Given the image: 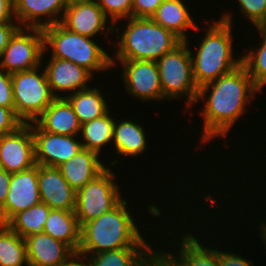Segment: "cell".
<instances>
[{
	"label": "cell",
	"instance_id": "1",
	"mask_svg": "<svg viewBox=\"0 0 266 266\" xmlns=\"http://www.w3.org/2000/svg\"><path fill=\"white\" fill-rule=\"evenodd\" d=\"M258 91L242 64L232 72L200 87L196 103L206 99L201 110L202 143L209 142L214 137L227 136L239 117L246 112V103L252 101Z\"/></svg>",
	"mask_w": 266,
	"mask_h": 266
},
{
	"label": "cell",
	"instance_id": "2",
	"mask_svg": "<svg viewBox=\"0 0 266 266\" xmlns=\"http://www.w3.org/2000/svg\"><path fill=\"white\" fill-rule=\"evenodd\" d=\"M128 201L123 199L111 211L84 223L80 229L77 255L102 253L121 248H151L138 230Z\"/></svg>",
	"mask_w": 266,
	"mask_h": 266
},
{
	"label": "cell",
	"instance_id": "3",
	"mask_svg": "<svg viewBox=\"0 0 266 266\" xmlns=\"http://www.w3.org/2000/svg\"><path fill=\"white\" fill-rule=\"evenodd\" d=\"M232 13H223L209 23L208 30L195 52H191L193 77L198 88L228 74L242 64V55L233 58Z\"/></svg>",
	"mask_w": 266,
	"mask_h": 266
},
{
	"label": "cell",
	"instance_id": "4",
	"mask_svg": "<svg viewBox=\"0 0 266 266\" xmlns=\"http://www.w3.org/2000/svg\"><path fill=\"white\" fill-rule=\"evenodd\" d=\"M126 28L117 41V50L111 65L116 67V60L157 61L165 53L173 51L183 41L171 31L155 23L151 18L130 17ZM115 57V59H114Z\"/></svg>",
	"mask_w": 266,
	"mask_h": 266
},
{
	"label": "cell",
	"instance_id": "5",
	"mask_svg": "<svg viewBox=\"0 0 266 266\" xmlns=\"http://www.w3.org/2000/svg\"><path fill=\"white\" fill-rule=\"evenodd\" d=\"M42 30L44 48L46 52L49 48L52 51L49 57L71 61L92 75L112 68V57L96 44L93 38L70 31L61 22L44 27Z\"/></svg>",
	"mask_w": 266,
	"mask_h": 266
},
{
	"label": "cell",
	"instance_id": "6",
	"mask_svg": "<svg viewBox=\"0 0 266 266\" xmlns=\"http://www.w3.org/2000/svg\"><path fill=\"white\" fill-rule=\"evenodd\" d=\"M163 97L173 99L186 97L190 108L196 104L199 88L193 77L192 58L188 40L173 51L165 53L157 61Z\"/></svg>",
	"mask_w": 266,
	"mask_h": 266
},
{
	"label": "cell",
	"instance_id": "7",
	"mask_svg": "<svg viewBox=\"0 0 266 266\" xmlns=\"http://www.w3.org/2000/svg\"><path fill=\"white\" fill-rule=\"evenodd\" d=\"M40 67L11 74L14 111L23 123L34 122L56 99Z\"/></svg>",
	"mask_w": 266,
	"mask_h": 266
},
{
	"label": "cell",
	"instance_id": "8",
	"mask_svg": "<svg viewBox=\"0 0 266 266\" xmlns=\"http://www.w3.org/2000/svg\"><path fill=\"white\" fill-rule=\"evenodd\" d=\"M115 172L107 167L76 192V209L80 227L115 208L122 200L120 187L115 184Z\"/></svg>",
	"mask_w": 266,
	"mask_h": 266
},
{
	"label": "cell",
	"instance_id": "9",
	"mask_svg": "<svg viewBox=\"0 0 266 266\" xmlns=\"http://www.w3.org/2000/svg\"><path fill=\"white\" fill-rule=\"evenodd\" d=\"M44 52L43 30L20 27L0 55V68L10 74L34 69L42 65Z\"/></svg>",
	"mask_w": 266,
	"mask_h": 266
},
{
	"label": "cell",
	"instance_id": "10",
	"mask_svg": "<svg viewBox=\"0 0 266 266\" xmlns=\"http://www.w3.org/2000/svg\"><path fill=\"white\" fill-rule=\"evenodd\" d=\"M124 67L121 76L127 93L141 101H161L163 97L156 61H120Z\"/></svg>",
	"mask_w": 266,
	"mask_h": 266
},
{
	"label": "cell",
	"instance_id": "11",
	"mask_svg": "<svg viewBox=\"0 0 266 266\" xmlns=\"http://www.w3.org/2000/svg\"><path fill=\"white\" fill-rule=\"evenodd\" d=\"M41 202L38 164L30 169L11 173L9 192L0 207V224H7L16 214Z\"/></svg>",
	"mask_w": 266,
	"mask_h": 266
},
{
	"label": "cell",
	"instance_id": "12",
	"mask_svg": "<svg viewBox=\"0 0 266 266\" xmlns=\"http://www.w3.org/2000/svg\"><path fill=\"white\" fill-rule=\"evenodd\" d=\"M35 165L34 138L29 123L0 136V168L16 173Z\"/></svg>",
	"mask_w": 266,
	"mask_h": 266
},
{
	"label": "cell",
	"instance_id": "13",
	"mask_svg": "<svg viewBox=\"0 0 266 266\" xmlns=\"http://www.w3.org/2000/svg\"><path fill=\"white\" fill-rule=\"evenodd\" d=\"M34 138L35 162L38 165L58 167L82 149L78 136L53 134L43 131L35 122L29 123Z\"/></svg>",
	"mask_w": 266,
	"mask_h": 266
},
{
	"label": "cell",
	"instance_id": "14",
	"mask_svg": "<svg viewBox=\"0 0 266 266\" xmlns=\"http://www.w3.org/2000/svg\"><path fill=\"white\" fill-rule=\"evenodd\" d=\"M108 19L96 0H70L61 23L70 31L94 38L100 32L107 35L109 31H118L107 25Z\"/></svg>",
	"mask_w": 266,
	"mask_h": 266
},
{
	"label": "cell",
	"instance_id": "15",
	"mask_svg": "<svg viewBox=\"0 0 266 266\" xmlns=\"http://www.w3.org/2000/svg\"><path fill=\"white\" fill-rule=\"evenodd\" d=\"M45 64L47 81L56 98H66L69 94L89 88L88 81L94 77L88 70L71 61L51 57ZM56 91L65 94L61 96Z\"/></svg>",
	"mask_w": 266,
	"mask_h": 266
},
{
	"label": "cell",
	"instance_id": "16",
	"mask_svg": "<svg viewBox=\"0 0 266 266\" xmlns=\"http://www.w3.org/2000/svg\"><path fill=\"white\" fill-rule=\"evenodd\" d=\"M69 1L70 0H14V19L18 22L20 27L43 29L44 27L55 25L62 21ZM41 18H43L44 22Z\"/></svg>",
	"mask_w": 266,
	"mask_h": 266
},
{
	"label": "cell",
	"instance_id": "17",
	"mask_svg": "<svg viewBox=\"0 0 266 266\" xmlns=\"http://www.w3.org/2000/svg\"><path fill=\"white\" fill-rule=\"evenodd\" d=\"M38 184L41 202L51 209L75 211L76 191L58 167L38 165Z\"/></svg>",
	"mask_w": 266,
	"mask_h": 266
},
{
	"label": "cell",
	"instance_id": "18",
	"mask_svg": "<svg viewBox=\"0 0 266 266\" xmlns=\"http://www.w3.org/2000/svg\"><path fill=\"white\" fill-rule=\"evenodd\" d=\"M28 266H65L77 257L67 244L46 233L26 236Z\"/></svg>",
	"mask_w": 266,
	"mask_h": 266
},
{
	"label": "cell",
	"instance_id": "19",
	"mask_svg": "<svg viewBox=\"0 0 266 266\" xmlns=\"http://www.w3.org/2000/svg\"><path fill=\"white\" fill-rule=\"evenodd\" d=\"M69 185L77 192L93 180L107 166L100 160L99 154L82 148L70 160L58 166Z\"/></svg>",
	"mask_w": 266,
	"mask_h": 266
},
{
	"label": "cell",
	"instance_id": "20",
	"mask_svg": "<svg viewBox=\"0 0 266 266\" xmlns=\"http://www.w3.org/2000/svg\"><path fill=\"white\" fill-rule=\"evenodd\" d=\"M34 122L49 133L80 135L81 123L65 98H56Z\"/></svg>",
	"mask_w": 266,
	"mask_h": 266
},
{
	"label": "cell",
	"instance_id": "21",
	"mask_svg": "<svg viewBox=\"0 0 266 266\" xmlns=\"http://www.w3.org/2000/svg\"><path fill=\"white\" fill-rule=\"evenodd\" d=\"M187 9L183 0H164L151 19L182 41H187V30H198L194 18Z\"/></svg>",
	"mask_w": 266,
	"mask_h": 266
},
{
	"label": "cell",
	"instance_id": "22",
	"mask_svg": "<svg viewBox=\"0 0 266 266\" xmlns=\"http://www.w3.org/2000/svg\"><path fill=\"white\" fill-rule=\"evenodd\" d=\"M144 127L137 122L130 120H116L113 129L112 145L115 152L120 156L136 157L147 149V138Z\"/></svg>",
	"mask_w": 266,
	"mask_h": 266
},
{
	"label": "cell",
	"instance_id": "23",
	"mask_svg": "<svg viewBox=\"0 0 266 266\" xmlns=\"http://www.w3.org/2000/svg\"><path fill=\"white\" fill-rule=\"evenodd\" d=\"M80 229L75 211L51 209L44 233L69 245L77 253L80 246Z\"/></svg>",
	"mask_w": 266,
	"mask_h": 266
},
{
	"label": "cell",
	"instance_id": "24",
	"mask_svg": "<svg viewBox=\"0 0 266 266\" xmlns=\"http://www.w3.org/2000/svg\"><path fill=\"white\" fill-rule=\"evenodd\" d=\"M65 99L72 106L81 125L103 116L110 109L102 92L96 87L77 91Z\"/></svg>",
	"mask_w": 266,
	"mask_h": 266
},
{
	"label": "cell",
	"instance_id": "25",
	"mask_svg": "<svg viewBox=\"0 0 266 266\" xmlns=\"http://www.w3.org/2000/svg\"><path fill=\"white\" fill-rule=\"evenodd\" d=\"M182 237L179 243L180 251L177 250L178 255L175 256L184 266H219L217 248L205 247L198 237L192 236L189 232Z\"/></svg>",
	"mask_w": 266,
	"mask_h": 266
},
{
	"label": "cell",
	"instance_id": "26",
	"mask_svg": "<svg viewBox=\"0 0 266 266\" xmlns=\"http://www.w3.org/2000/svg\"><path fill=\"white\" fill-rule=\"evenodd\" d=\"M108 111L103 116L81 125L80 133L82 147L100 154L102 147L111 144L115 119Z\"/></svg>",
	"mask_w": 266,
	"mask_h": 266
},
{
	"label": "cell",
	"instance_id": "27",
	"mask_svg": "<svg viewBox=\"0 0 266 266\" xmlns=\"http://www.w3.org/2000/svg\"><path fill=\"white\" fill-rule=\"evenodd\" d=\"M50 210L47 204L40 202L16 214L7 225L23 238L43 233Z\"/></svg>",
	"mask_w": 266,
	"mask_h": 266
},
{
	"label": "cell",
	"instance_id": "28",
	"mask_svg": "<svg viewBox=\"0 0 266 266\" xmlns=\"http://www.w3.org/2000/svg\"><path fill=\"white\" fill-rule=\"evenodd\" d=\"M23 265L28 266L25 239L7 224H0V266Z\"/></svg>",
	"mask_w": 266,
	"mask_h": 266
},
{
	"label": "cell",
	"instance_id": "29",
	"mask_svg": "<svg viewBox=\"0 0 266 266\" xmlns=\"http://www.w3.org/2000/svg\"><path fill=\"white\" fill-rule=\"evenodd\" d=\"M150 248H121L117 250L77 255L81 257L87 266H137L146 256ZM88 260H87V258Z\"/></svg>",
	"mask_w": 266,
	"mask_h": 266
},
{
	"label": "cell",
	"instance_id": "30",
	"mask_svg": "<svg viewBox=\"0 0 266 266\" xmlns=\"http://www.w3.org/2000/svg\"><path fill=\"white\" fill-rule=\"evenodd\" d=\"M256 28L259 30L261 38H263L260 42L261 45L242 56V65L246 68L260 93V90L266 85V28Z\"/></svg>",
	"mask_w": 266,
	"mask_h": 266
},
{
	"label": "cell",
	"instance_id": "31",
	"mask_svg": "<svg viewBox=\"0 0 266 266\" xmlns=\"http://www.w3.org/2000/svg\"><path fill=\"white\" fill-rule=\"evenodd\" d=\"M99 7L113 25L123 19L132 17L133 0H96Z\"/></svg>",
	"mask_w": 266,
	"mask_h": 266
},
{
	"label": "cell",
	"instance_id": "32",
	"mask_svg": "<svg viewBox=\"0 0 266 266\" xmlns=\"http://www.w3.org/2000/svg\"><path fill=\"white\" fill-rule=\"evenodd\" d=\"M243 16L255 27L266 23V0H237Z\"/></svg>",
	"mask_w": 266,
	"mask_h": 266
},
{
	"label": "cell",
	"instance_id": "33",
	"mask_svg": "<svg viewBox=\"0 0 266 266\" xmlns=\"http://www.w3.org/2000/svg\"><path fill=\"white\" fill-rule=\"evenodd\" d=\"M23 124L14 108L0 106V136L14 132Z\"/></svg>",
	"mask_w": 266,
	"mask_h": 266
},
{
	"label": "cell",
	"instance_id": "34",
	"mask_svg": "<svg viewBox=\"0 0 266 266\" xmlns=\"http://www.w3.org/2000/svg\"><path fill=\"white\" fill-rule=\"evenodd\" d=\"M0 106L14 108L11 74L0 68Z\"/></svg>",
	"mask_w": 266,
	"mask_h": 266
},
{
	"label": "cell",
	"instance_id": "35",
	"mask_svg": "<svg viewBox=\"0 0 266 266\" xmlns=\"http://www.w3.org/2000/svg\"><path fill=\"white\" fill-rule=\"evenodd\" d=\"M164 0H133L132 17L151 18Z\"/></svg>",
	"mask_w": 266,
	"mask_h": 266
},
{
	"label": "cell",
	"instance_id": "36",
	"mask_svg": "<svg viewBox=\"0 0 266 266\" xmlns=\"http://www.w3.org/2000/svg\"><path fill=\"white\" fill-rule=\"evenodd\" d=\"M219 266H254L252 259L243 258L235 252H227L218 248Z\"/></svg>",
	"mask_w": 266,
	"mask_h": 266
},
{
	"label": "cell",
	"instance_id": "37",
	"mask_svg": "<svg viewBox=\"0 0 266 266\" xmlns=\"http://www.w3.org/2000/svg\"><path fill=\"white\" fill-rule=\"evenodd\" d=\"M151 247L146 256L138 263L137 266H165V252Z\"/></svg>",
	"mask_w": 266,
	"mask_h": 266
},
{
	"label": "cell",
	"instance_id": "38",
	"mask_svg": "<svg viewBox=\"0 0 266 266\" xmlns=\"http://www.w3.org/2000/svg\"><path fill=\"white\" fill-rule=\"evenodd\" d=\"M18 23H3L0 24V55L5 50L11 37L20 28Z\"/></svg>",
	"mask_w": 266,
	"mask_h": 266
},
{
	"label": "cell",
	"instance_id": "39",
	"mask_svg": "<svg viewBox=\"0 0 266 266\" xmlns=\"http://www.w3.org/2000/svg\"><path fill=\"white\" fill-rule=\"evenodd\" d=\"M14 17V0H0V24L18 23Z\"/></svg>",
	"mask_w": 266,
	"mask_h": 266
},
{
	"label": "cell",
	"instance_id": "40",
	"mask_svg": "<svg viewBox=\"0 0 266 266\" xmlns=\"http://www.w3.org/2000/svg\"><path fill=\"white\" fill-rule=\"evenodd\" d=\"M11 173L0 168V207L5 203L9 192Z\"/></svg>",
	"mask_w": 266,
	"mask_h": 266
},
{
	"label": "cell",
	"instance_id": "41",
	"mask_svg": "<svg viewBox=\"0 0 266 266\" xmlns=\"http://www.w3.org/2000/svg\"><path fill=\"white\" fill-rule=\"evenodd\" d=\"M165 266H184L183 263L172 253H165Z\"/></svg>",
	"mask_w": 266,
	"mask_h": 266
},
{
	"label": "cell",
	"instance_id": "42",
	"mask_svg": "<svg viewBox=\"0 0 266 266\" xmlns=\"http://www.w3.org/2000/svg\"><path fill=\"white\" fill-rule=\"evenodd\" d=\"M65 266H87L85 264V261H83V259L81 257H76L74 258L70 263H68Z\"/></svg>",
	"mask_w": 266,
	"mask_h": 266
},
{
	"label": "cell",
	"instance_id": "43",
	"mask_svg": "<svg viewBox=\"0 0 266 266\" xmlns=\"http://www.w3.org/2000/svg\"><path fill=\"white\" fill-rule=\"evenodd\" d=\"M261 226H260V238L263 240V243L265 244L264 246H266V221L264 222H260ZM266 249V247H265Z\"/></svg>",
	"mask_w": 266,
	"mask_h": 266
}]
</instances>
